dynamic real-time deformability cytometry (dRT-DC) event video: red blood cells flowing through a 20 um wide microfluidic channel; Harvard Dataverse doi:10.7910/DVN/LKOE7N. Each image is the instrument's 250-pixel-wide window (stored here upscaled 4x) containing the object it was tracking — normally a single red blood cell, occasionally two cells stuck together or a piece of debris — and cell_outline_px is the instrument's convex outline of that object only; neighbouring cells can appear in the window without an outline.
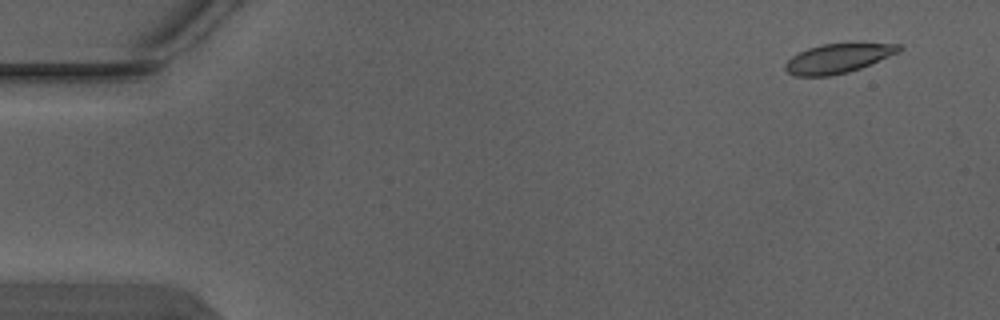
{"species": "Egyptian fruit bat (a non-hibernating species)", "species_latin": "Rousettus aegyptiacus", "temperature_condition": "warm", "stored_images_in_passage": 5, "camera_frame_rate_fps": 3000, "um_per_image_px": 0.085, "animal": {"sex": "male"}, "frame": {"image": 1, "passage_image": 5, "time_ms": 1.333, "image_size_px": [1000, 320], "cell_outline_px": [[904, 48], [900, 52], [860, 68], [848, 72], [828, 76], [796, 76], [788, 72], [784, 68], [784, 64], [792, 56], [808, 48], [820, 44], [900, 44]], "centroid_in_image_um": [71.22, 4.97], "position_along_channel_um": 13.8, "area_um2": 19.19}}